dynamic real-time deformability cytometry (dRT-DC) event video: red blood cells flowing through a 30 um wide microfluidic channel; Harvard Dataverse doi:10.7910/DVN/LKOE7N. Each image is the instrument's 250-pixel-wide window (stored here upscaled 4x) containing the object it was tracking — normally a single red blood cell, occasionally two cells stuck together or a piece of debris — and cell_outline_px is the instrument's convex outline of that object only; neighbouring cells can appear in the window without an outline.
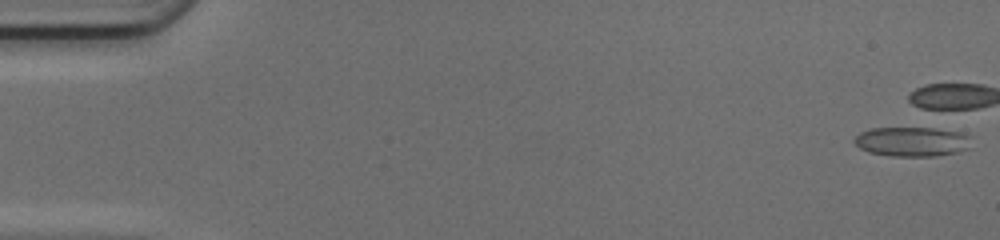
{"species": "common noctule bat (a hibernating species)", "species_latin": "Nyctalus noctula", "temperature_condition": "cold", "stored_images_in_passage": 1, "camera_frame_rate_fps": 3000, "um_per_image_px": 0.085, "animal": {"sex": "female", "body_mass_g": 17.0, "forearm_length_mm": 48.0}, "frame": {"image": 1, "passage_image": 1, "time_ms": 0.0, "image_size_px": [1000, 240], "cell_outline_px": [[972, 148], [956, 152], [936, 156], [892, 156], [868, 152], [860, 148], [852, 140], [860, 132], [872, 128], [920, 124], [924, 124], [960, 132], [968, 136]], "centroid_in_image_um": [77.53, 11.97], "position_along_channel_um": 7.5, "area_um2": 21.33}}